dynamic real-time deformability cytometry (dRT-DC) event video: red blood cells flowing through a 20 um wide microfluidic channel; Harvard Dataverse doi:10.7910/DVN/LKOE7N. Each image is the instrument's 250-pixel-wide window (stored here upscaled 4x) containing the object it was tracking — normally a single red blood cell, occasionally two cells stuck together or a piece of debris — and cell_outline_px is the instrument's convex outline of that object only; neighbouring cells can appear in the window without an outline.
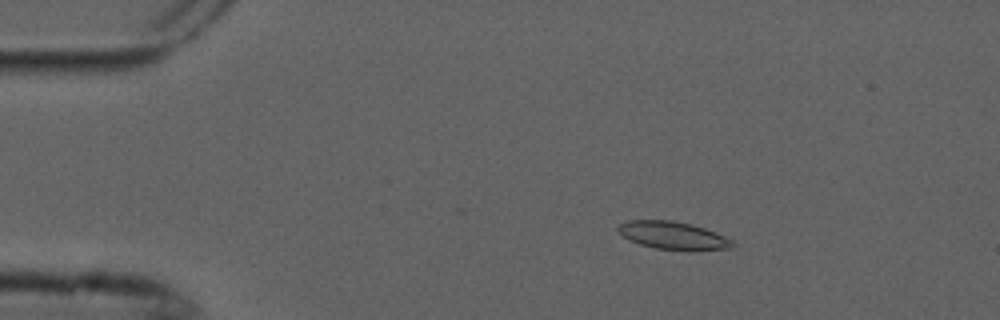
{"species": "common noctule bat (a hibernating species)", "species_latin": "Nyctalus noctula", "temperature_condition": "cold", "stored_images_in_passage": 5, "camera_frame_rate_fps": 3000, "um_per_image_px": 0.085, "animal": {"sex": "male", "forearm_length_mm": 52.5}, "frame": {"image": 1, "passage_image": 3, "time_ms": 0.667, "image_size_px": [1000, 320], "cell_outline_px": [[736, 244], [732, 248], [688, 252], [656, 248], [640, 244], [628, 240], [616, 228], [620, 224], [628, 220], [676, 220], [692, 224], [704, 228], [724, 236], [732, 240]], "centroid_in_image_um": [57.25, 20.03], "position_along_channel_um": 27.8, "area_um2": 18.9}}
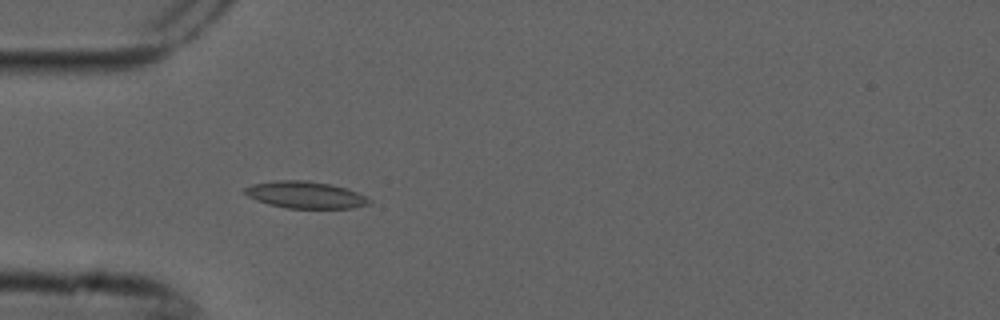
{"frame": {"image": 2, "passage_image": 5, "time_ms": 1.333, "image_size_px": [1000, 320], "cell_outline_px": [[372, 200], [368, 204], [352, 208], [288, 208], [268, 204], [256, 200], [248, 196], [244, 192], [244, 188], [252, 184], [276, 180], [308, 180], [348, 188]], "centroid_in_image_um": [25.94, 16.56], "position_along_channel_um": 59.1, "area_um2": 19.42}}